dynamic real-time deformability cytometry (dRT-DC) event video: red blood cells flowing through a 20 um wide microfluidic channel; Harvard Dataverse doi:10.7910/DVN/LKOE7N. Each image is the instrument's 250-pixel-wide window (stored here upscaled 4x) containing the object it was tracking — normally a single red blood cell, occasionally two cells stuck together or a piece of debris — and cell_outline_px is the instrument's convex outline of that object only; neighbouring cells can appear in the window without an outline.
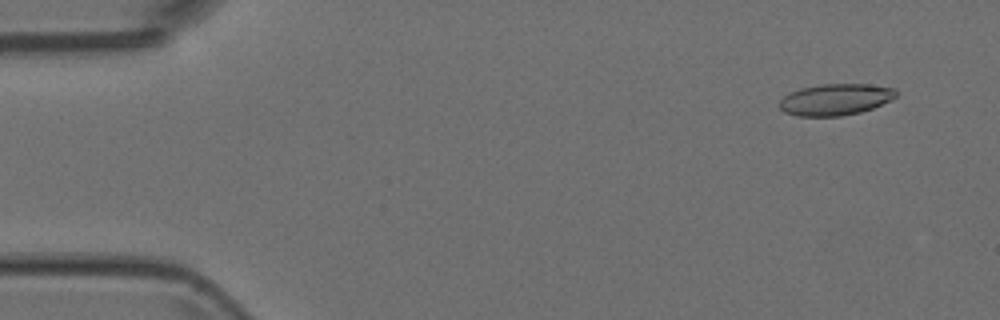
{"species": "Egyptian fruit bat (a non-hibernating species)", "species_latin": "Rousettus aegyptiacus", "temperature_condition": "room temperature", "stored_images_in_passage": 5, "camera_frame_rate_fps": 3000, "um_per_image_px": 0.085, "animal": {"sex": "female"}, "frame": {"image": 1, "passage_image": 2, "time_ms": 0.333, "image_size_px": [1000, 320], "cell_outline_px": [[896, 96], [892, 100], [872, 108], [860, 112], [840, 116], [796, 116], [784, 112], [780, 108], [780, 100], [784, 96], [800, 88], [820, 84], [868, 84], [896, 88]], "centroid_in_image_um": [71.02, 8.45], "position_along_channel_um": 14.0, "area_um2": 21.39}}
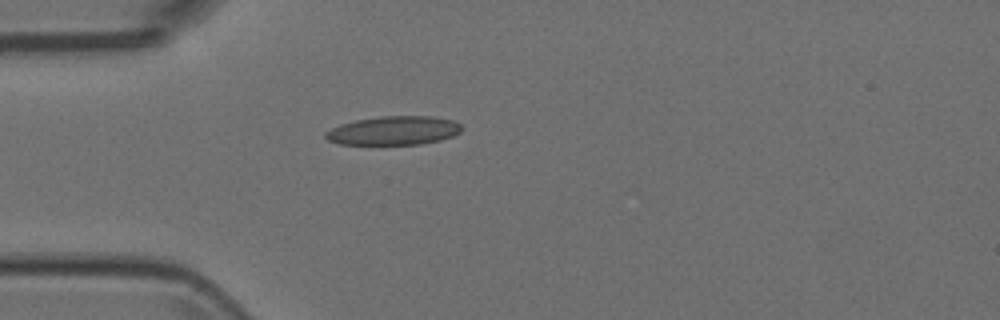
{"frame": {"image": 2, "passage_image": 5, "time_ms": 1.333, "image_size_px": [1000, 320], "cell_outline_px": [[464, 128], [460, 132], [452, 136], [440, 140], [420, 144], [340, 144], [328, 140], [324, 136], [324, 132], [340, 124], [356, 120], [380, 116], [432, 116], [452, 120], [460, 124]], "centroid_in_image_um": [33.47, 11.09], "position_along_channel_um": 51.5, "area_um2": 22.83}}